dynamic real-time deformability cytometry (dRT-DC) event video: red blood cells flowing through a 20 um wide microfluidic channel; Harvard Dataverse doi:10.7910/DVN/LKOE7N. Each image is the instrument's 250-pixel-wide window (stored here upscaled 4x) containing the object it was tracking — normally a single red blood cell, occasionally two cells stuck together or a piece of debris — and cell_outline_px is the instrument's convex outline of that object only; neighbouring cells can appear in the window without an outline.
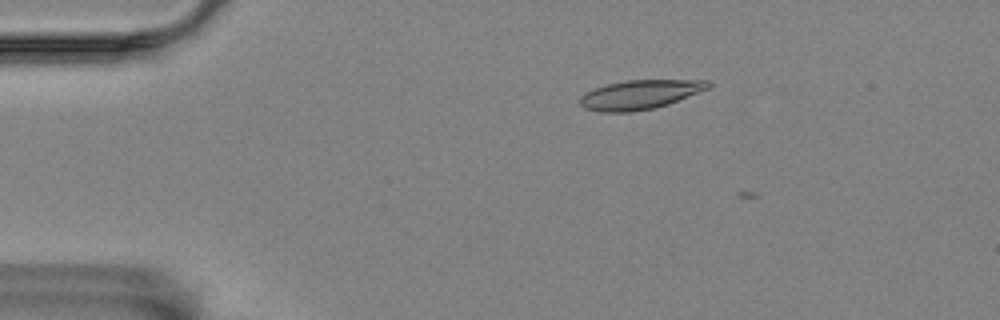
{"species": "Egyptian fruit bat (a non-hibernating species)", "species_latin": "Rousettus aegyptiacus", "temperature_condition": "room temperature", "stored_images_in_passage": 3, "camera_frame_rate_fps": 3000, "um_per_image_px": 0.085, "animal": {"sex": "female"}, "frame": {"image": 1, "passage_image": 2, "time_ms": 0.333, "image_size_px": [1000, 320], "cell_outline_px": [[712, 84], [708, 88], [668, 104], [652, 108], [632, 112], [600, 112], [584, 108], [580, 104], [580, 96], [584, 92], [604, 84], [628, 80], [708, 80]], "centroid_in_image_um": [54.33, 8.04], "position_along_channel_um": 30.7, "area_um2": 21.79}}